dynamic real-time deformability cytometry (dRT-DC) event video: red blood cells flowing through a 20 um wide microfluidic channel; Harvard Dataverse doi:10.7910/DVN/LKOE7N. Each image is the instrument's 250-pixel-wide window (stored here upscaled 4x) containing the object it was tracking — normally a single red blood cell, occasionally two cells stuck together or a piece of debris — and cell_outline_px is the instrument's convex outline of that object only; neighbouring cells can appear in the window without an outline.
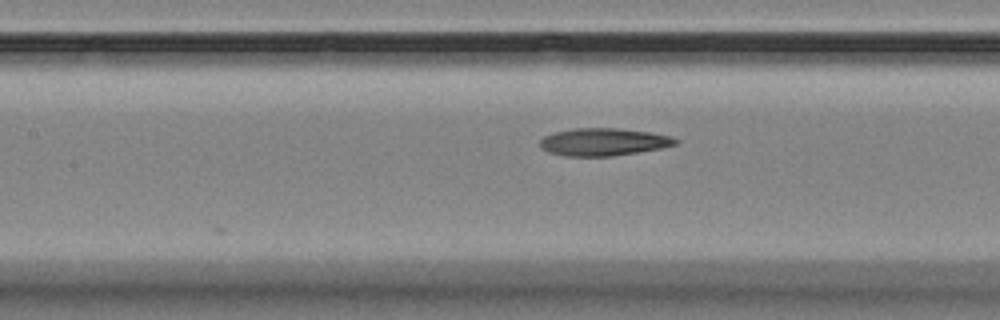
{"species": "Egyptian fruit bat (a non-hibernating species)", "species_latin": "Rousettus aegyptiacus", "temperature_condition": "room temperature", "stored_images_in_passage": 16, "camera_frame_rate_fps": 3000, "um_per_image_px": 0.085, "animal": {"sex": "female"}, "frame": {"image": 1, "passage_image": 7, "time_ms": 7.0, "image_size_px": [1000, 320], "cell_outline_px": [[680, 140], [676, 144], [660, 148], [612, 156], [564, 156], [548, 152], [540, 148], [540, 140], [544, 136], [556, 132], [572, 128], [620, 128], [648, 132], [672, 136]], "centroid_in_image_um": [51.27, 12.06], "position_along_channel_um": 156.1, "area_um2": 21.73}}
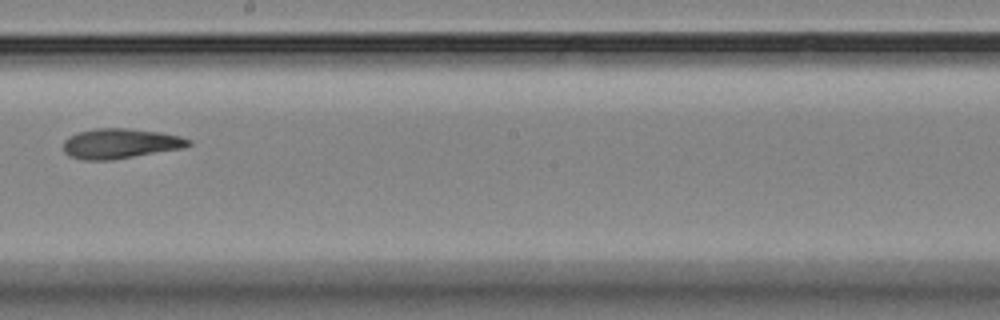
{"frame": {"image": 2, "passage_image": 9, "time_ms": 9.333, "image_size_px": [1000, 320], "cell_outline_px": [[192, 144], [184, 148], [112, 160], [84, 160], [72, 156], [64, 152], [64, 140], [68, 136], [76, 132], [96, 128], [128, 128], [160, 132], [180, 136], [192, 140]], "centroid_in_image_um": [10.24, 12.19], "position_along_channel_um": 238.0, "area_um2": 22.02}}
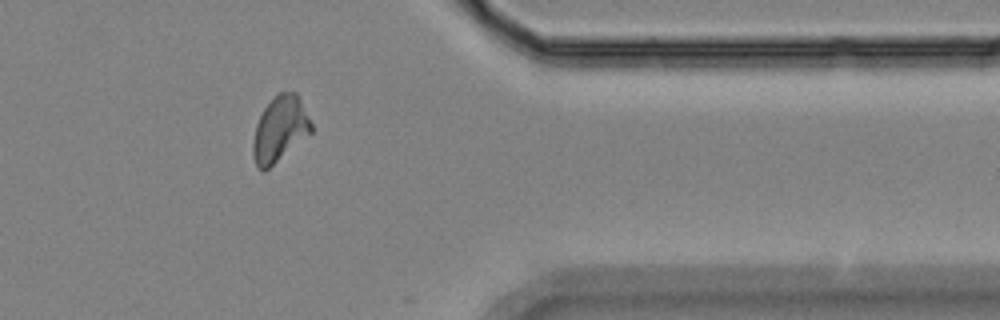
{"frame": {"image": 3, "passage_image": 13, "time_ms": 14.0, "image_size_px": [1000, 320], "cell_outline_px": [[312, 132], [264, 172], [260, 172], [256, 168], [252, 152], [252, 144], [256, 124], [264, 108], [280, 92], [296, 92], [300, 96], [312, 124]], "centroid_in_image_um": [23.78, 11.0], "position_along_channel_um": 387.6, "area_um2": 22.2}}